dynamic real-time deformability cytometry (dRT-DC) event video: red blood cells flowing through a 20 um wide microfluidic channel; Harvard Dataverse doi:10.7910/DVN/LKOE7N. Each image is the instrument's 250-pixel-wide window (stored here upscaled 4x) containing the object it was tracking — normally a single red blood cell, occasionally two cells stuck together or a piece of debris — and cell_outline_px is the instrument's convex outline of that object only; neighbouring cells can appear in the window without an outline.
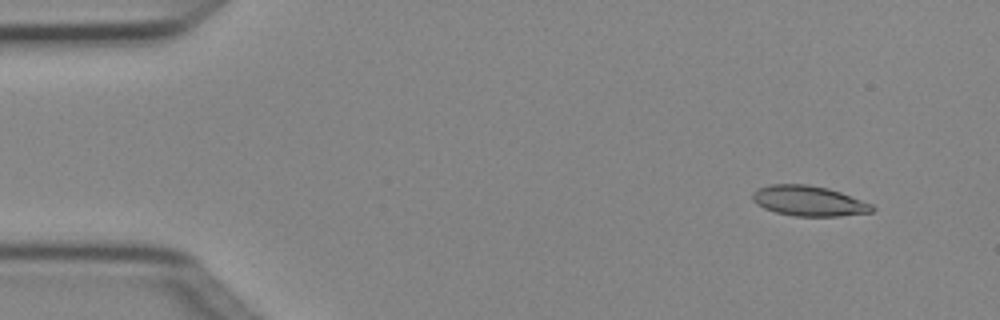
{"species": "Egyptian fruit bat (a non-hibernating species)", "species_latin": "Rousettus aegyptiacus", "temperature_condition": "cold", "stored_images_in_passage": 4, "camera_frame_rate_fps": 3000, "um_per_image_px": 0.085, "animal": {"sex": "female"}, "frame": {"image": 1, "passage_image": 2, "time_ms": 0.333, "image_size_px": [1000, 320], "cell_outline_px": [[876, 208], [872, 212], [840, 216], [796, 216], [776, 212], [764, 208], [756, 204], [752, 200], [752, 192], [760, 188], [772, 184], [808, 184], [828, 188], [840, 192], [872, 204]], "centroid_in_image_um": [68.75, 17.08], "position_along_channel_um": 16.3, "area_um2": 21.04}}